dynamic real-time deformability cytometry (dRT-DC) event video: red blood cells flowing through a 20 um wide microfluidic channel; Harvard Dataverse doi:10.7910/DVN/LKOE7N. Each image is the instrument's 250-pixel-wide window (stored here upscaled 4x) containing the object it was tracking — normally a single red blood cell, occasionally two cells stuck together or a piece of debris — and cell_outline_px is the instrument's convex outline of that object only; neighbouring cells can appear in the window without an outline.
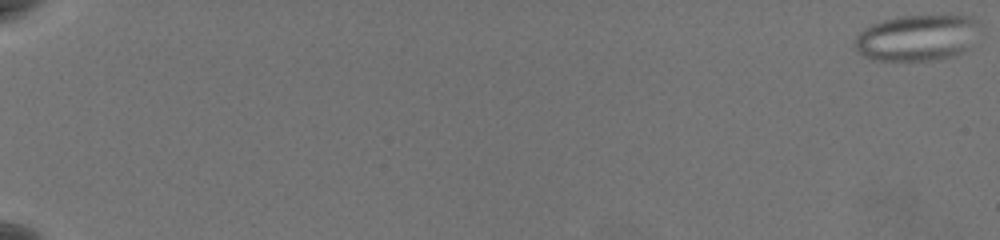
{"species": "common noctule bat (a hibernating species)", "species_latin": "Nyctalus noctula", "temperature_condition": "warm", "stored_images_in_passage": 62, "camera_frame_rate_fps": 3000, "um_per_image_px": 0.085, "animal": {"sex": "female", "body_mass_g": 19.5, "forearm_length_mm": 54.1}, "frame": {"image": 1, "passage_image": 1, "time_ms": 0.0, "image_size_px": [1000, 240], "cell_outline_px": [[980, 28], [964, 48], [960, 52], [952, 56], [940, 60], [872, 60], [864, 56], [852, 48], [852, 44], [856, 36], [860, 32], [872, 24], [896, 16], [972, 16], [980, 20]], "centroid_in_image_um": [77.89, 3.2], "position_along_channel_um": 7.1, "area_um2": 33.47}}
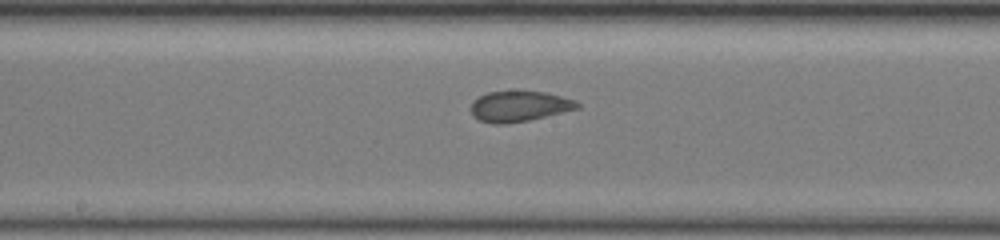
{"frame": {"image": 2, "passage_image": 37, "time_ms": 12.0, "image_size_px": [1000, 240], "cell_outline_px": [[580, 108], [528, 120], [504, 124], [492, 124], [480, 120], [472, 116], [472, 100], [488, 92], [544, 92], [576, 100], [580, 104]], "centroid_in_image_um": [44.13, 9.05], "position_along_channel_um": 204.1, "area_um2": 18.67}}
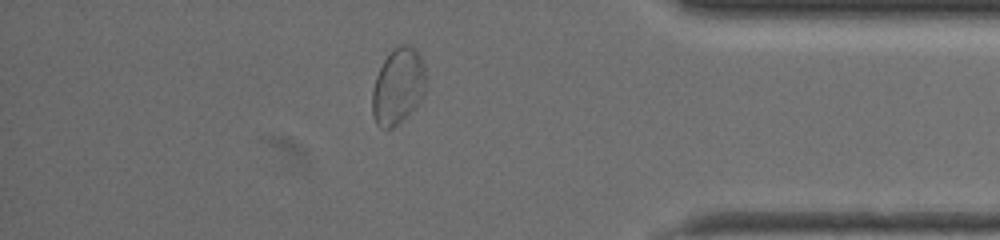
{"frame": {"image": 3, "passage_image": 55, "time_ms": 18.0, "image_size_px": [1000, 240], "cell_outline_px": [[428, 80], [424, 92], [420, 100], [392, 128], [380, 128], [376, 124], [372, 116], [372, 88], [376, 76], [384, 60], [400, 44], [404, 44], [412, 48], [420, 56]], "centroid_in_image_um": [33.81, 7.34], "position_along_channel_um": 401.4, "area_um2": 23.35}, "authors_computed_cell_mechanics": {"area_um2": 24.6228, "velocity_mm_per_s": 3.6224, "shape_relaxation_time_tau1_ms": null, "shape_relaxation_time_tau2_ms": 0.9263, "deformation_change_tau1": null, "deformation_change_tau2": 0.0619}}